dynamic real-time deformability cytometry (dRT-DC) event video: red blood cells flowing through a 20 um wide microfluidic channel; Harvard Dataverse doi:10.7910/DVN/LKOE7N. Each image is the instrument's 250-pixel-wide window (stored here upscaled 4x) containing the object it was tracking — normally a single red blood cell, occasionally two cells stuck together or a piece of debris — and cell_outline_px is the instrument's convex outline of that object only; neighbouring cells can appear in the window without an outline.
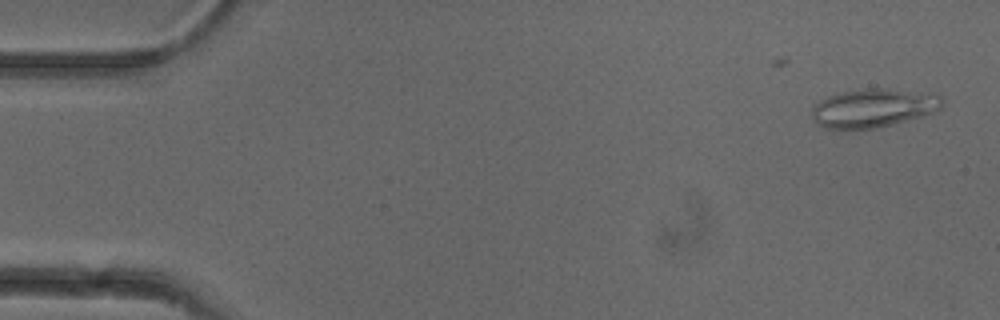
{"species": "common noctule bat (a hibernating species)", "species_latin": "Nyctalus noctula", "temperature_condition": "cold", "stored_images_in_passage": 15, "camera_frame_rate_fps": 3000, "um_per_image_px": 0.085, "animal": {"sex": "female"}, "frame": {"image": 1, "passage_image": 1, "time_ms": 0.0, "image_size_px": [1000, 320], "cell_outline_px": [[944, 104], [940, 108], [924, 116], [892, 124], [872, 128], [824, 128], [816, 124], [812, 120], [812, 104], [828, 96], [844, 92], [864, 88], [884, 88], [940, 96], [944, 100]], "centroid_in_image_um": [74.17, 9.18], "position_along_channel_um": 10.8, "area_um2": 28.96}}